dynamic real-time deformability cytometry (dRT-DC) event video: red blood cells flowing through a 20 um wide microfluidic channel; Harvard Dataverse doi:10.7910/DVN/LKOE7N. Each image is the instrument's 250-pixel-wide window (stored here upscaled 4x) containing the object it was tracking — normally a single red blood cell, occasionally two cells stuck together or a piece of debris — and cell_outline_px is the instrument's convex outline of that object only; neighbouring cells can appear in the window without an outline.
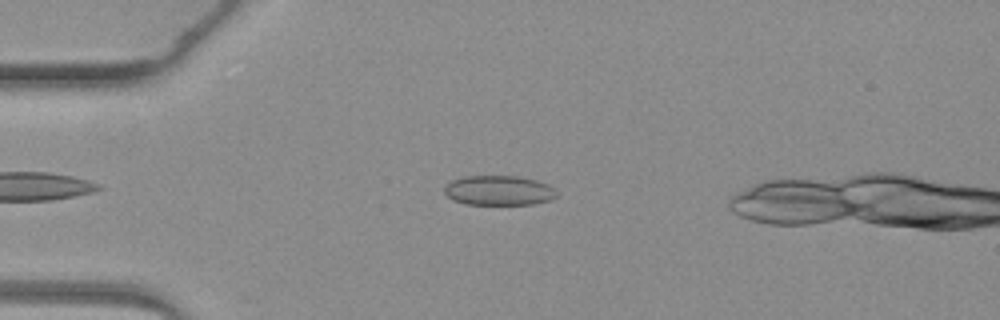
{"species": "common noctule bat (a hibernating species)", "species_latin": "Nyctalus noctula", "temperature_condition": "warm", "stored_images_in_passage": 6, "camera_frame_rate_fps": 3000, "um_per_image_px": 0.085, "animal": {"sex": "female", "body_mass_g": 19.3, "forearm_length_mm": 54.1}, "frame": {"image": 1, "passage_image": 3, "time_ms": 2.333, "image_size_px": [1000, 320], "cell_outline_px": [[556, 196], [548, 200], [532, 204], [464, 204], [452, 200], [444, 192], [444, 188], [452, 180], [464, 176], [516, 176], [536, 180], [548, 184], [556, 192]], "centroid_in_image_um": [42.36, 16.19], "position_along_channel_um": 42.6, "area_um2": 19.31}}
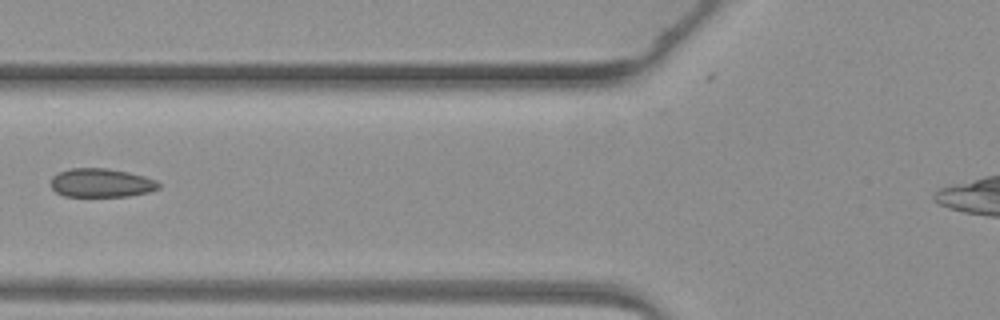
{"frame": {"image": 2, "passage_image": 5, "time_ms": 4.667, "image_size_px": [1000, 320], "cell_outline_px": [[160, 188], [148, 192], [128, 196], [64, 196], [56, 192], [52, 188], [52, 176], [68, 168], [108, 168], [128, 172], [144, 176], [156, 180], [160, 184]], "centroid_in_image_um": [8.61, 15.54], "position_along_channel_um": 117.2, "area_um2": 18.03}}